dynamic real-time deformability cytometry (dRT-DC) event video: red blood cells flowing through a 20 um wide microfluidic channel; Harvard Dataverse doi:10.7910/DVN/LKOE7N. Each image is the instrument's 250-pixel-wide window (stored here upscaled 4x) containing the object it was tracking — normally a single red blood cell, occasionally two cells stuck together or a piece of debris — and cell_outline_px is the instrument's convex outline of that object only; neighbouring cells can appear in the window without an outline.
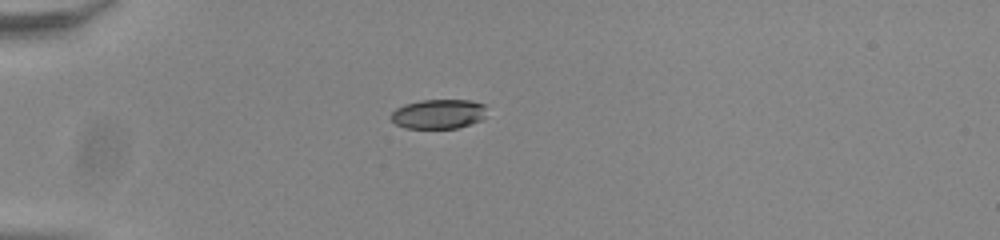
{"species": "common noctule bat (a hibernating species)", "species_latin": "Nyctalus noctula", "temperature_condition": "room temperature", "stored_images_in_passage": 1, "camera_frame_rate_fps": 3000, "um_per_image_px": 0.085, "animal": {"sex": "male", "body_mass_g": 20.0, "forearm_length_mm": 53.3}, "frame": {"image": 1, "passage_image": 1, "time_ms": 0.0, "image_size_px": [1000, 240], "cell_outline_px": [[476, 104], [468, 120], [464, 124], [448, 128], [416, 128], [404, 108], [412, 104], [436, 100], [456, 100]], "centroid_in_image_um": [37.39, 9.66], "position_along_channel_um": 47.6, "area_um2": 11.39}}